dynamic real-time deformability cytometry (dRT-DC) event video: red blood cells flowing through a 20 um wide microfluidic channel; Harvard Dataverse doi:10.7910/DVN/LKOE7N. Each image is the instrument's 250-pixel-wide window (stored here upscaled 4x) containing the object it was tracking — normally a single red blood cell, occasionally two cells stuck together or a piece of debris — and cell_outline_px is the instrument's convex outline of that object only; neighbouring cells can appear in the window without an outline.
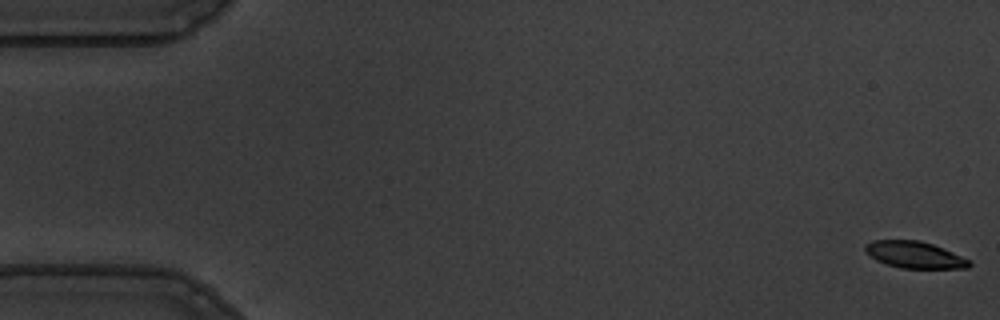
{"species": "common noctule bat (a hibernating species)", "species_latin": "Nyctalus noctula", "temperature_condition": "warm", "stored_images_in_passage": 56, "camera_frame_rate_fps": 3000, "um_per_image_px": 0.085, "animal": {"sex": "male", "body_mass_g": 19.5, "forearm_length_mm": 54.6}, "frame": {"image": 1, "passage_image": 1, "time_ms": 0.0, "image_size_px": [1000, 320], "cell_outline_px": [[972, 264], [968, 268], [900, 268], [876, 260], [864, 248], [864, 244], [872, 240], [920, 240], [944, 248], [972, 260]], "centroid_in_image_um": [77.79, 21.65], "position_along_channel_um": 7.2, "area_um2": 16.24}}
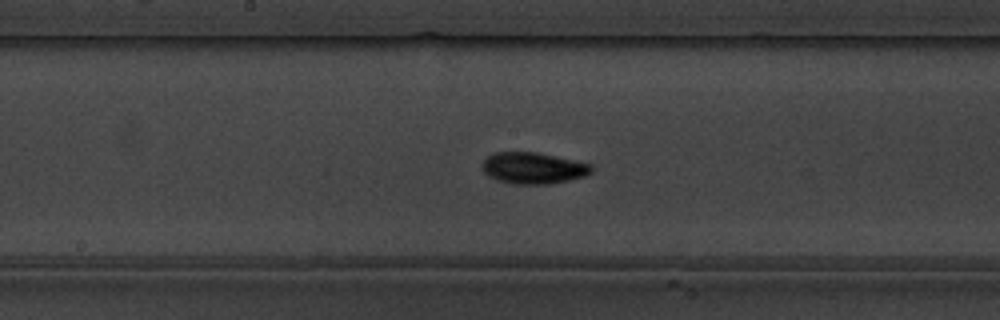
{"frame": {"image": 2, "passage_image": 29, "time_ms": 9.333, "image_size_px": [1000, 320], "cell_outline_px": [[592, 172], [584, 176], [568, 180], [548, 184], [512, 184], [496, 180], [488, 176], [484, 172], [484, 160], [492, 152], [536, 152], [592, 164]], "centroid_in_image_um": [45.32, 14.29], "position_along_channel_um": 202.9, "area_um2": 19.88}}
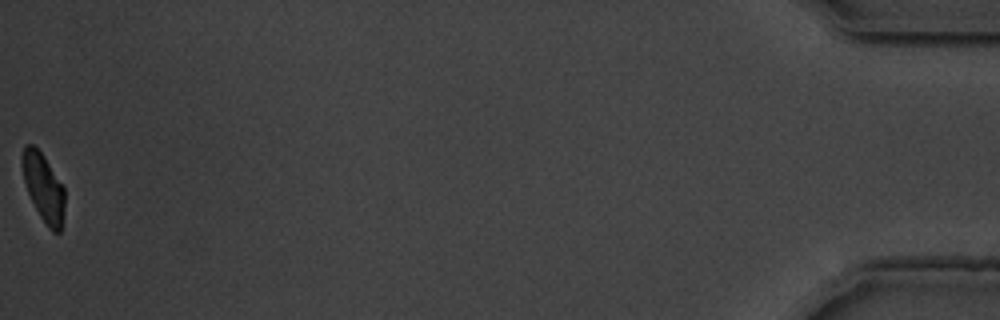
{"frame": {"image": 3, "passage_image": 56, "time_ms": 18.333, "image_size_px": [1000, 320], "cell_outline_px": [[64, 212], [60, 232], [52, 232], [48, 228], [40, 216], [28, 192], [24, 180], [20, 160], [20, 156], [24, 144], [32, 144], [44, 156], [64, 188]], "centroid_in_image_um": [3.67, 15.91], "position_along_channel_um": 431.5, "area_um2": 16.76}, "authors_computed_cell_mechanics": {"area_um2": 18.2648, "velocity_mm_per_s": 3.6469, "shape_relaxation_time_tau1_ms": 2.9884, "shape_relaxation_time_tau2_ms": 2.8855, "deformation_change_tau1": 0.1287, "deformation_change_tau2": 0.0824}}